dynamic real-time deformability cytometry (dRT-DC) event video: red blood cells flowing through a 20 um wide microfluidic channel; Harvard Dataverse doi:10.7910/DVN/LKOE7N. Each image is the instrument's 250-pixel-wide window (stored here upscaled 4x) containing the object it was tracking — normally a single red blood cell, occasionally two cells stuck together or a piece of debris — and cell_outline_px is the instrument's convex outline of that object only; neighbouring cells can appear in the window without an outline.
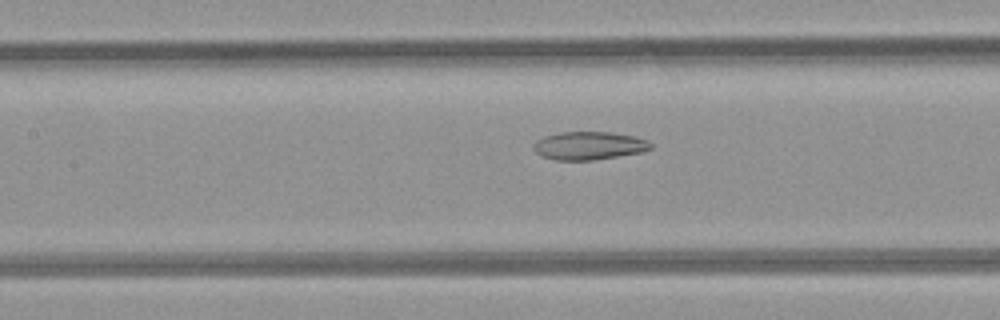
{"species": "common noctule bat (a hibernating species)", "species_latin": "Nyctalus noctula", "temperature_condition": "room temperature", "stored_images_in_passage": 48, "camera_frame_rate_fps": 3000, "um_per_image_px": 0.085, "animal": {"sex": "female", "body_mass_g": 21.9}, "frame": {"image": 1, "passage_image": 21, "time_ms": 6.667, "image_size_px": [1000, 320], "cell_outline_px": [[652, 148], [644, 152], [592, 160], [556, 160], [544, 156], [536, 152], [532, 148], [532, 144], [536, 140], [544, 136], [560, 132], [612, 132], [636, 136], [648, 140], [652, 144]], "centroid_in_image_um": [50.09, 12.37], "position_along_channel_um": 157.3, "area_um2": 19.36}}
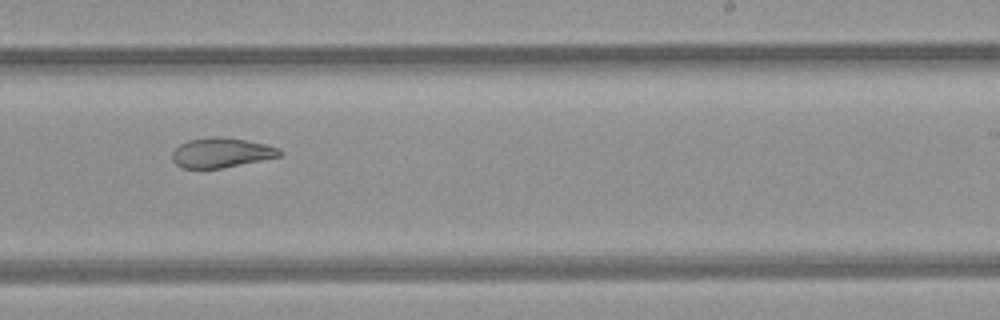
{"frame": {"image": 2, "passage_image": 29, "time_ms": 9.333, "image_size_px": [1000, 320], "cell_outline_px": [[284, 152], [280, 156], [220, 168], [180, 168], [172, 160], [172, 152], [180, 144], [188, 140], [216, 136], [244, 140], [264, 144], [280, 148]], "centroid_in_image_um": [18.79, 12.98], "position_along_channel_um": 270.2, "area_um2": 18.38}}
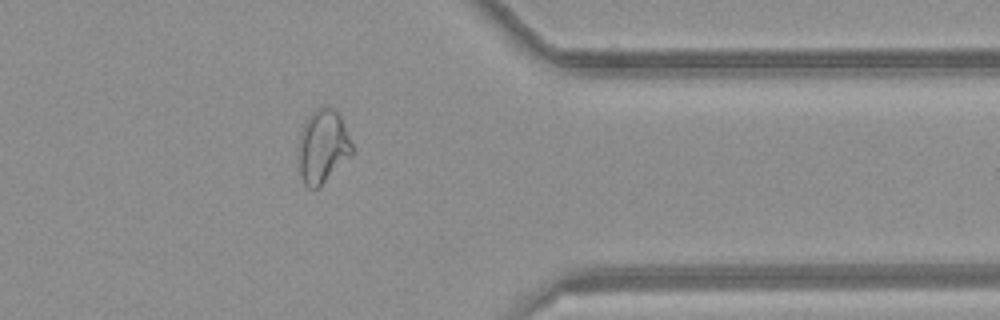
{"frame": {"image": 3, "passage_image": 38, "time_ms": 12.333, "image_size_px": [1000, 320], "cell_outline_px": [[352, 152], [320, 188], [308, 188], [304, 184], [300, 176], [296, 160], [296, 156], [300, 132], [308, 116], [316, 108], [336, 108], [340, 116], [352, 144]], "centroid_in_image_um": [27.37, 12.48], "position_along_channel_um": 384.0, "area_um2": 23.12}, "authors_computed_cell_mechanics": {"area_um2": 24.2182, "velocity_mm_per_s": 4.2461, "shape_relaxation_time_tau1_ms": null, "shape_relaxation_time_tau2_ms": 4.0782, "deformation_change_tau1": null, "deformation_change_tau2": 0.1167}}